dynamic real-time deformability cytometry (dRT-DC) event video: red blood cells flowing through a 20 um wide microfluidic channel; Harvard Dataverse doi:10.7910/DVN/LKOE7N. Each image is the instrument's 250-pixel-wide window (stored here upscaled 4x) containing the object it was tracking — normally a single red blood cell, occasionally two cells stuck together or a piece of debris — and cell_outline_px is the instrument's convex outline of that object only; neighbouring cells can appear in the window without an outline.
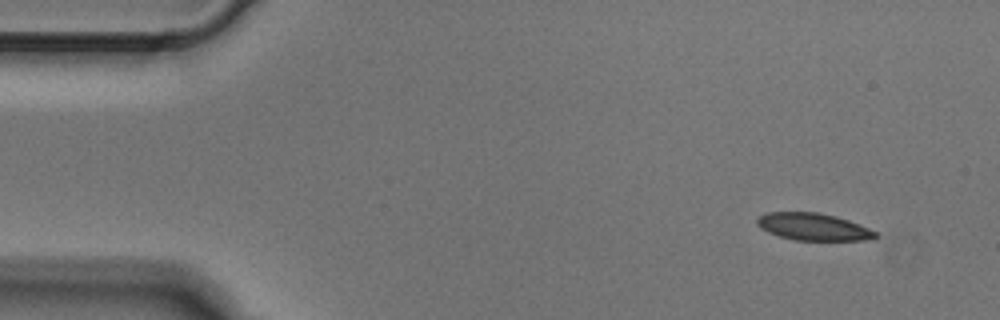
{"species": "Egyptian fruit bat (a non-hibernating species)", "species_latin": "Rousettus aegyptiacus", "temperature_condition": "cold", "stored_images_in_passage": 5, "camera_frame_rate_fps": 3000, "um_per_image_px": 0.085, "animal": {"sex": "male"}, "frame": {"image": 1, "passage_image": 1, "time_ms": 0.0, "image_size_px": [1000, 320], "cell_outline_px": [[880, 236], [872, 240], [796, 240], [780, 236], [768, 232], [760, 228], [756, 224], [756, 220], [764, 212], [820, 212], [836, 216], [848, 220], [868, 228], [876, 232]], "centroid_in_image_um": [69.13, 19.27], "position_along_channel_um": 15.9, "area_um2": 18.84}}
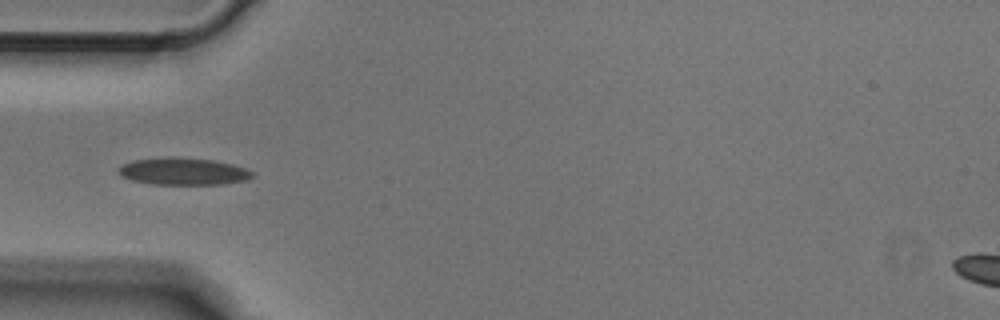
{"frame": {"image": 2, "passage_image": 4, "time_ms": 1.0, "image_size_px": [1000, 320], "cell_outline_px": [[252, 176], [248, 180], [224, 184], [152, 184], [132, 180], [120, 176], [116, 168], [120, 164], [132, 160], [164, 156], [176, 156], [212, 160], [232, 164], [244, 168], [252, 172]], "centroid_in_image_um": [15.49, 14.55], "position_along_channel_um": 69.5, "area_um2": 21.5}}
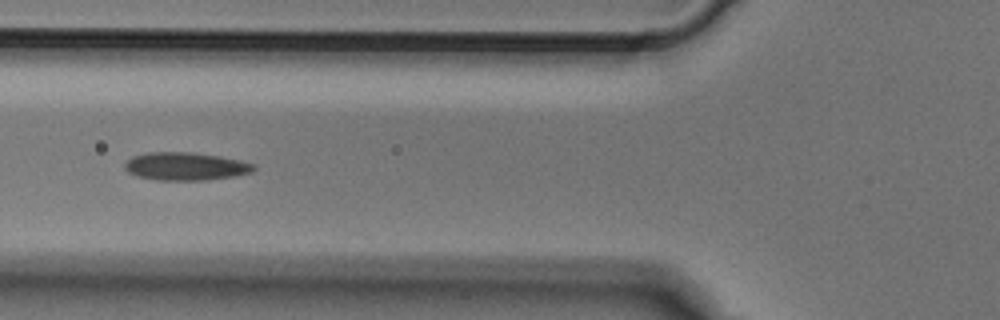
{"frame": {"image": 3, "passage_image": 5, "time_ms": 1.333, "image_size_px": [1000, 320], "cell_outline_px": [[256, 168], [252, 172], [236, 176], [208, 180], [156, 180], [136, 176], [128, 172], [124, 168], [124, 164], [132, 156], [148, 152], [192, 152], [220, 156], [240, 160], [256, 164]], "centroid_in_image_um": [15.79, 14.14], "position_along_channel_um": 110.0, "area_um2": 21.27}}